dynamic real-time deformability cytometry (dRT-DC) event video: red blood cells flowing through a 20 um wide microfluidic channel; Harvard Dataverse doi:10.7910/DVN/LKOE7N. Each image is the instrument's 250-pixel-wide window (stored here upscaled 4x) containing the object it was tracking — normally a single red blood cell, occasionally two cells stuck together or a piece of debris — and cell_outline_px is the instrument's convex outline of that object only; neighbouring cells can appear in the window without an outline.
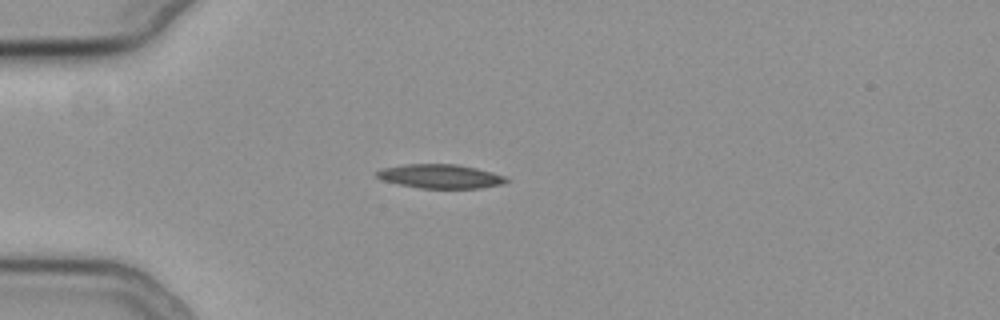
{"species": "common noctule bat (a hibernating species)", "species_latin": "Nyctalus noctula", "temperature_condition": "cold", "stored_images_in_passage": 11, "camera_frame_rate_fps": 3000, "um_per_image_px": 0.085, "animal": {"sex": "female", "body_mass_g": 19.3, "forearm_length_mm": 54.1}, "frame": {"image": 1, "passage_image": 5, "time_ms": 1.333, "image_size_px": [1000, 320], "cell_outline_px": [[512, 180], [504, 184], [480, 188], [420, 188], [400, 184], [384, 180], [376, 176], [376, 172], [380, 168], [404, 164], [456, 164], [476, 168], [492, 172], [504, 176]], "centroid_in_image_um": [37.46, 14.98], "position_along_channel_um": 47.5, "area_um2": 18.15}}
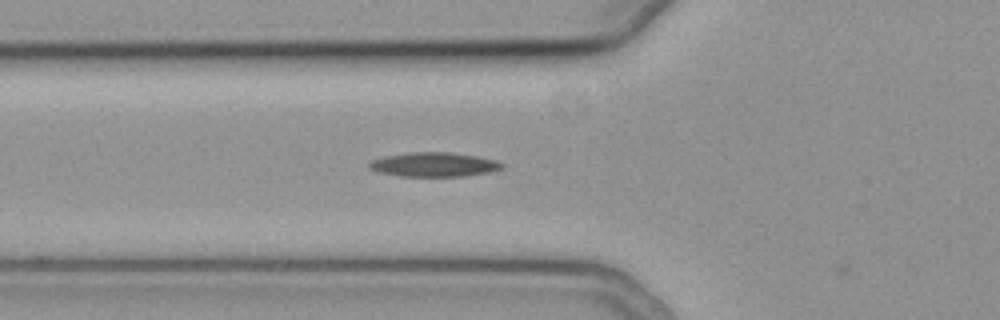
{"frame": {"image": 2, "passage_image": 10, "time_ms": 3.0, "image_size_px": [1000, 320], "cell_outline_px": [[504, 168], [492, 172], [464, 176], [400, 176], [376, 172], [368, 168], [368, 164], [372, 160], [388, 156], [408, 152], [448, 152], [476, 156], [496, 160], [504, 164]], "centroid_in_image_um": [36.9, 13.99], "position_along_channel_um": 88.9, "area_um2": 18.84}}